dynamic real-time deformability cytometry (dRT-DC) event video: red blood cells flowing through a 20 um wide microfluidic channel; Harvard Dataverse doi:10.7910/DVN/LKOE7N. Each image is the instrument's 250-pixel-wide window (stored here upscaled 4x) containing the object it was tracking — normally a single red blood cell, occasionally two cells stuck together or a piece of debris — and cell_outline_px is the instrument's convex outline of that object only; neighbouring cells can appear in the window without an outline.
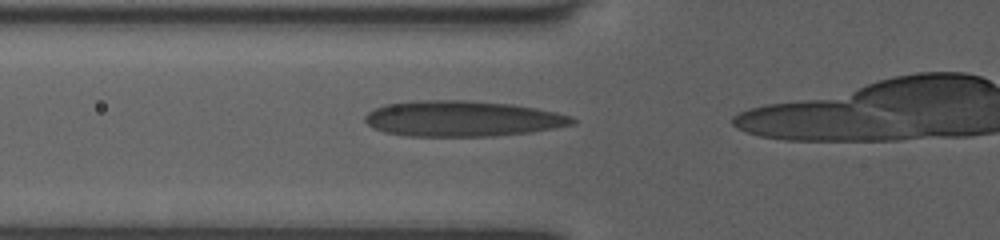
{"species": "human", "species_latin": "Homo sapiens", "temperature_condition": "room temperature", "stored_images_in_passage": 6, "camera_frame_rate_fps": 3000, "um_per_image_px": 0.085, "donor": {"sex": "female"}, "frame": {"image": 1, "passage_image": 2, "time_ms": 0.333, "image_size_px": [1000, 240], "cell_outline_px": [[576, 124], [556, 128], [532, 132], [496, 136], [408, 136], [384, 132], [372, 128], [364, 120], [364, 116], [368, 112], [384, 104], [416, 100], [468, 100], [512, 104], [536, 108], [556, 112], [572, 116], [576, 120]], "centroid_in_image_um": [39.31, 10.08], "position_along_channel_um": 86.5, "area_um2": 43.52}}
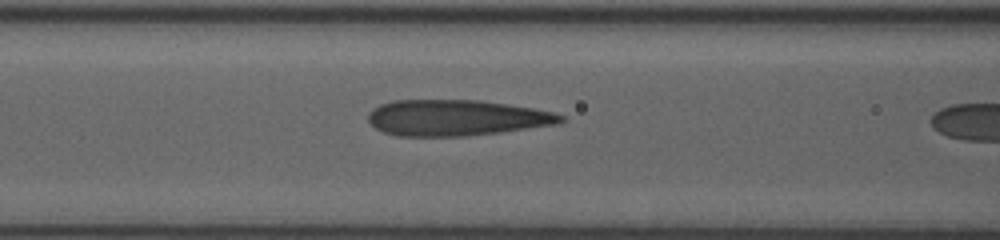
{"frame": {"image": 2, "passage_image": 5, "time_ms": 1.333, "image_size_px": [1000, 240], "cell_outline_px": [[564, 120], [560, 124], [464, 136], [396, 136], [384, 132], [376, 128], [368, 120], [368, 112], [372, 108], [380, 104], [392, 100], [480, 100], [532, 108], [556, 112], [564, 116]], "centroid_in_image_um": [38.77, 10.0], "position_along_channel_um": 127.8, "area_um2": 40.34}}